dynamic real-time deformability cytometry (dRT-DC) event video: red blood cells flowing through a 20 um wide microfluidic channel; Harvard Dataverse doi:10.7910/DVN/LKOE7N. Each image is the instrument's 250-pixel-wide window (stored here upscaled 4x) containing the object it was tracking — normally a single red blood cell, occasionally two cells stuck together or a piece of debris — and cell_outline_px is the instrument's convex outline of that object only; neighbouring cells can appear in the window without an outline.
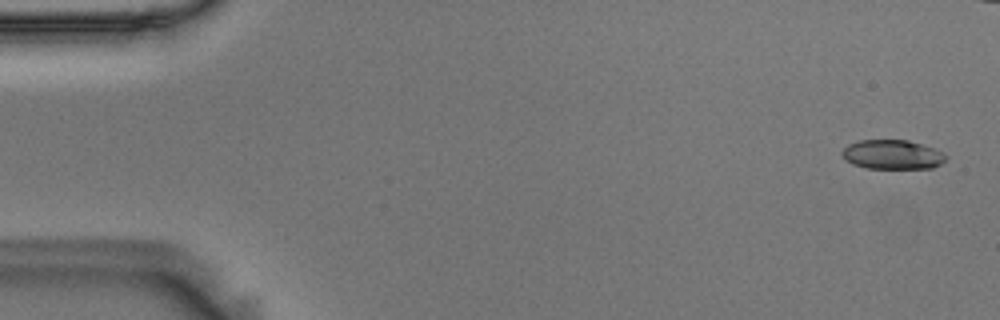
{"species": "Egyptian fruit bat (a non-hibernating species)", "species_latin": "Rousettus aegyptiacus", "temperature_condition": "room temperature", "stored_images_in_passage": 10, "camera_frame_rate_fps": 3000, "um_per_image_px": 0.085, "animal": {"sex": "male"}, "frame": {"image": 1, "passage_image": 2, "time_ms": 0.333, "image_size_px": [1000, 320], "cell_outline_px": [[948, 156], [940, 164], [932, 168], [868, 168], [852, 164], [844, 160], [840, 152], [848, 144], [860, 140], [908, 140], [936, 148], [944, 152]], "centroid_in_image_um": [75.85, 13.13], "position_along_channel_um": 9.1, "area_um2": 17.92}}